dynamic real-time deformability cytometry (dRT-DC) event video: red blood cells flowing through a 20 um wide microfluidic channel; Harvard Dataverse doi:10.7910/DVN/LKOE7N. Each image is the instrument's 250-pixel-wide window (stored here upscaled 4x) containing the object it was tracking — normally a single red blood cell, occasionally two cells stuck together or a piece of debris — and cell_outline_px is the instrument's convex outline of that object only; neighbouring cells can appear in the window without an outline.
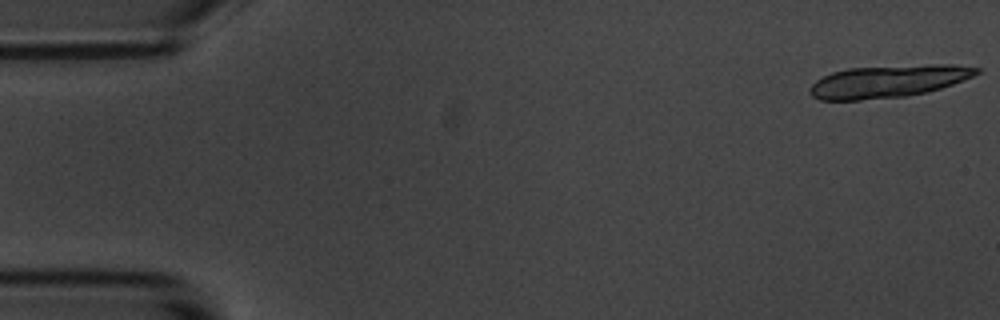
{"species": "common noctule bat (a hibernating species)", "species_latin": "Nyctalus noctula", "temperature_condition": "room temperature", "stored_images_in_passage": 18, "camera_frame_rate_fps": 3000, "um_per_image_px": 0.085, "animal": {"sex": "male", "body_mass_g": 20.1, "forearm_length_mm": 53.5}, "frame": {"image": 1, "passage_image": 1, "time_ms": 0.0, "image_size_px": [1000, 320], "cell_outline_px": [[980, 72], [972, 76], [952, 84], [940, 88], [924, 92], [904, 96], [860, 100], [820, 100], [812, 96], [808, 92], [808, 88], [816, 80], [832, 72], [848, 68], [928, 64], [952, 64], [980, 68]], "centroid_in_image_um": [75.45, 6.9], "position_along_channel_um": 9.5, "area_um2": 31.39}}